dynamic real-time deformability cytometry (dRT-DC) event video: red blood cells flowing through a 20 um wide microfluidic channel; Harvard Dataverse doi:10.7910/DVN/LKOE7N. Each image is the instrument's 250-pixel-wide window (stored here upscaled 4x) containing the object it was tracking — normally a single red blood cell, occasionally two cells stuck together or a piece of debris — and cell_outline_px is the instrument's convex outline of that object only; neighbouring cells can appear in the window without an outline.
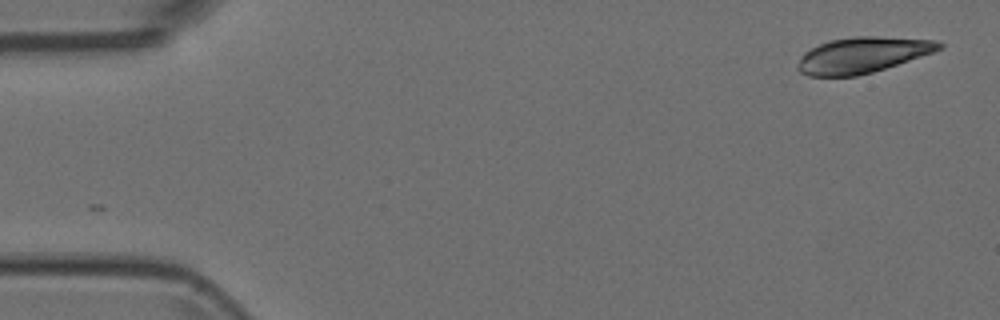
{"species": "Egyptian fruit bat (a non-hibernating species)", "species_latin": "Rousettus aegyptiacus", "temperature_condition": "room temperature", "stored_images_in_passage": 2, "camera_frame_rate_fps": 3000, "um_per_image_px": 0.085, "animal": {"sex": "female"}, "frame": {"image": 1, "passage_image": 2, "time_ms": 0.333, "image_size_px": [1000, 320], "cell_outline_px": [[944, 48], [872, 72], [856, 76], [808, 76], [800, 72], [796, 68], [800, 56], [804, 52], [828, 40], [852, 36], [876, 36], [936, 40], [944, 44]], "centroid_in_image_um": [73.27, 4.67], "position_along_channel_um": 11.7, "area_um2": 29.36}}